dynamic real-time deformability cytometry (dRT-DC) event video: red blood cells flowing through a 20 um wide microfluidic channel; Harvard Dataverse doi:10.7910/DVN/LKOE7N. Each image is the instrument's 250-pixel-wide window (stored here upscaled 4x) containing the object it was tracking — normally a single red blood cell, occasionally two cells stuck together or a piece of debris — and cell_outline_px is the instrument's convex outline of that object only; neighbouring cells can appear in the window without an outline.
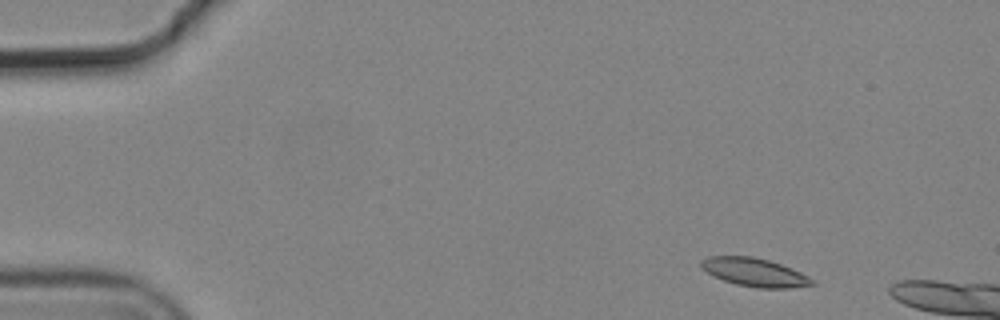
{"species": "common noctule bat (a hibernating species)", "species_latin": "Nyctalus noctula", "temperature_condition": "cold", "stored_images_in_passage": 3, "camera_frame_rate_fps": 3000, "um_per_image_px": 0.085, "animal": {"sex": "male", "body_mass_g": 19.2, "forearm_length_mm": 51.8}, "frame": {"image": 1, "passage_image": 1, "time_ms": 0.0, "image_size_px": [1000, 320], "cell_outline_px": [[816, 284], [788, 288], [756, 288], [736, 284], [724, 280], [708, 272], [700, 264], [700, 260], [708, 256], [752, 256], [768, 260], [780, 264], [800, 272], [816, 280]], "centroid_in_image_um": [64.17, 23.14], "position_along_channel_um": 20.8, "area_um2": 18.15}}